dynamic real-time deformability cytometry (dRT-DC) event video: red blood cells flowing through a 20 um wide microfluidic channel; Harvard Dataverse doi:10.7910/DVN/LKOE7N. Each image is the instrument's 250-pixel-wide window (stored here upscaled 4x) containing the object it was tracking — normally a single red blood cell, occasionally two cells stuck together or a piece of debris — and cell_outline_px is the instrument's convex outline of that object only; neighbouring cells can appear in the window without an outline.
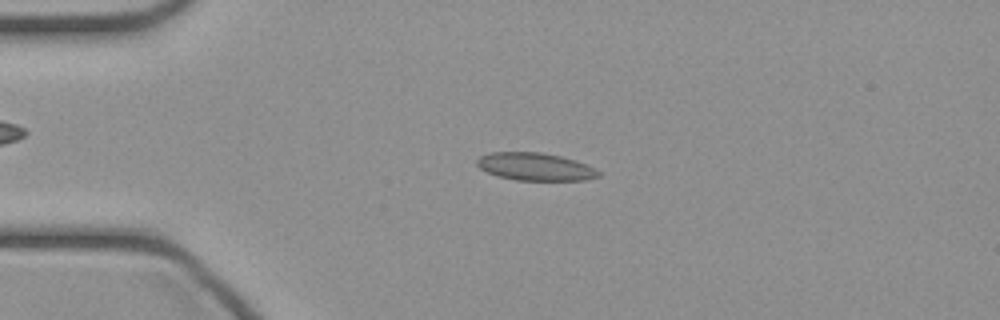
{"species": "common noctule bat (a hibernating species)", "species_latin": "Nyctalus noctula", "temperature_condition": "cold", "stored_images_in_passage": 45, "camera_frame_rate_fps": 3000, "um_per_image_px": 0.085, "animal": {"sex": "female", "body_mass_g": 21.9}, "frame": {"image": 1, "passage_image": 10, "time_ms": 3.0, "image_size_px": [1000, 320], "cell_outline_px": [[600, 176], [584, 180], [516, 180], [496, 176], [480, 168], [476, 164], [476, 160], [480, 156], [492, 152], [540, 152], [560, 156], [576, 160], [596, 168], [600, 172]], "centroid_in_image_um": [45.5, 14.17], "position_along_channel_um": 39.5, "area_um2": 19.65}}
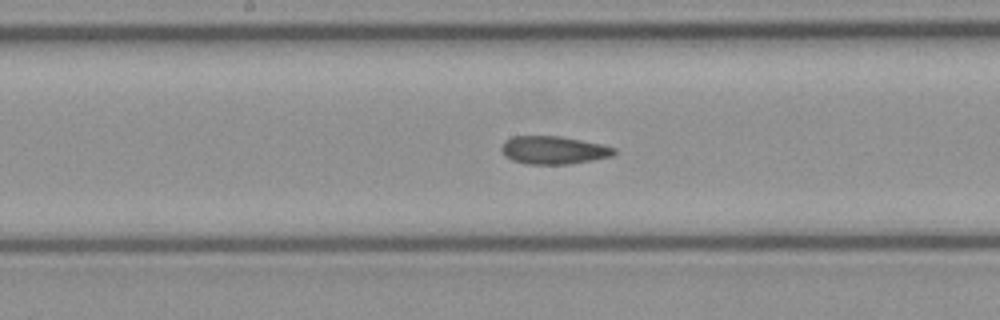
{"frame": {"image": 2, "passage_image": 23, "time_ms": 7.333, "image_size_px": [1000, 320], "cell_outline_px": [[616, 152], [612, 156], [592, 160], [568, 164], [524, 164], [512, 160], [504, 156], [500, 152], [500, 148], [504, 140], [512, 136], [560, 136], [600, 144], [616, 148]], "centroid_in_image_um": [46.99, 12.76], "position_along_channel_um": 201.2, "area_um2": 18.5}}
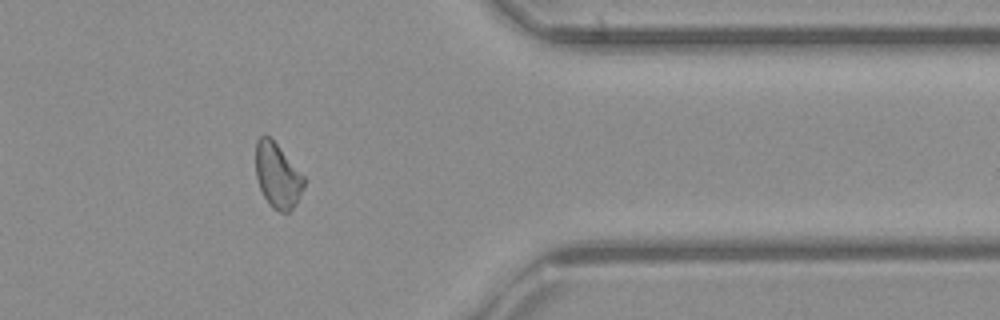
{"frame": {"image": 3, "passage_image": 37, "time_ms": 12.0, "image_size_px": [1000, 320], "cell_outline_px": [[304, 188], [296, 204], [288, 212], [280, 212], [272, 208], [268, 204], [260, 188], [256, 176], [256, 140], [260, 136], [268, 136], [276, 144], [304, 176]], "centroid_in_image_um": [23.58, 14.96], "position_along_channel_um": 387.8, "area_um2": 17.98}}